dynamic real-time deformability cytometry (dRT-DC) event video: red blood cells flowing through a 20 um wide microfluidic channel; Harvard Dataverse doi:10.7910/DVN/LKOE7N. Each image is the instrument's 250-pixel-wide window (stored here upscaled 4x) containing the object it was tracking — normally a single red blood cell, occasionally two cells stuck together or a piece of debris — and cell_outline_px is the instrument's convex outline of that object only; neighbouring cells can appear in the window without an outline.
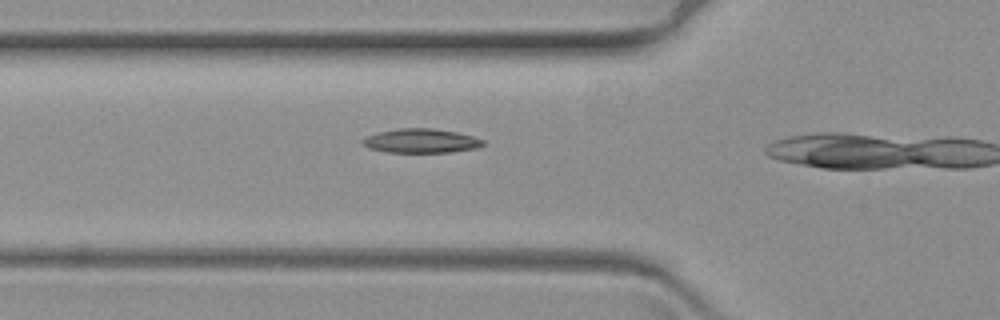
{"species": "common noctule bat (a hibernating species)", "species_latin": "Nyctalus noctula", "temperature_condition": "warm", "stored_images_in_passage": 17, "camera_frame_rate_fps": 3000, "um_per_image_px": 0.085, "animal": {"sex": "female", "body_mass_g": 19.3, "forearm_length_mm": 54.1}, "frame": {"image": 1, "passage_image": 12, "time_ms": 3.667, "image_size_px": [1000, 320], "cell_outline_px": [[484, 144], [476, 148], [452, 152], [388, 152], [368, 148], [360, 140], [364, 136], [380, 132], [400, 128], [432, 128], [456, 132], [472, 136], [484, 140]], "centroid_in_image_um": [35.77, 11.97], "position_along_channel_um": 90.0, "area_um2": 16.88}}
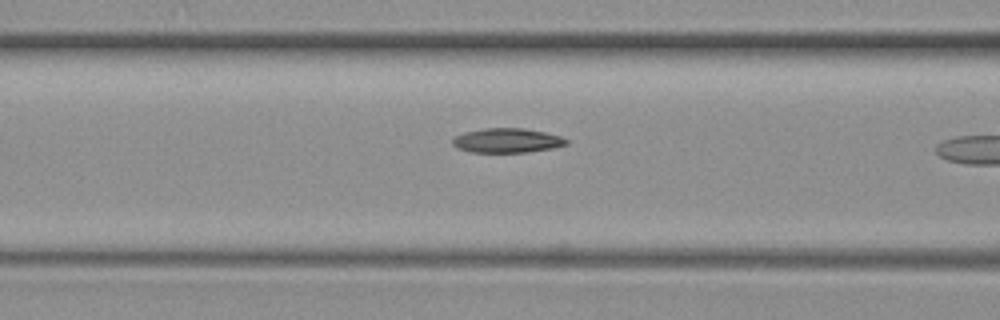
{"frame": {"image": 2, "passage_image": 15, "time_ms": 4.667, "image_size_px": [1000, 320], "cell_outline_px": [[568, 144], [552, 148], [524, 152], [468, 152], [452, 144], [452, 140], [456, 136], [464, 132], [484, 128], [524, 128], [544, 132], [560, 136], [568, 140]], "centroid_in_image_um": [43.1, 11.94], "position_along_channel_um": 123.5, "area_um2": 16.07}}